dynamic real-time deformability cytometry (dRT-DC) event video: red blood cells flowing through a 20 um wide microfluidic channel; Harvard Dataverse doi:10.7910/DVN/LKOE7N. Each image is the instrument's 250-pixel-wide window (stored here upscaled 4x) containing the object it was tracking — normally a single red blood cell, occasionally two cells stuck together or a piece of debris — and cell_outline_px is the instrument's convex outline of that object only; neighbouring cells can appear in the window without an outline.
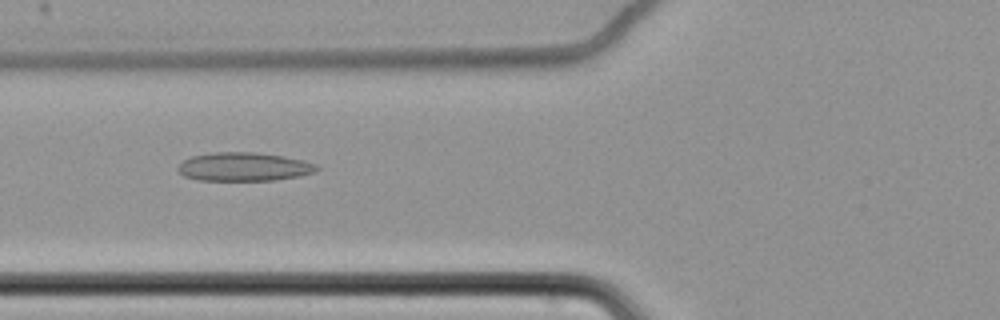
{"species": "common noctule bat (a hibernating species)", "species_latin": "Nyctalus noctula", "temperature_condition": "cold", "stored_images_in_passage": 38, "camera_frame_rate_fps": 3000, "um_per_image_px": 0.085, "animal": {"sex": "female", "body_mass_g": 22.7, "forearm_length_mm": 54.2}, "frame": {"image": 1, "passage_image": 4, "time_ms": 1.0, "image_size_px": [1000, 320], "cell_outline_px": [[320, 168], [316, 172], [300, 176], [276, 180], [196, 180], [184, 176], [176, 168], [184, 160], [192, 156], [216, 152], [256, 152], [284, 156], [304, 160], [316, 164]], "centroid_in_image_um": [20.77, 14.17], "position_along_channel_um": 105.0, "area_um2": 23.24}}
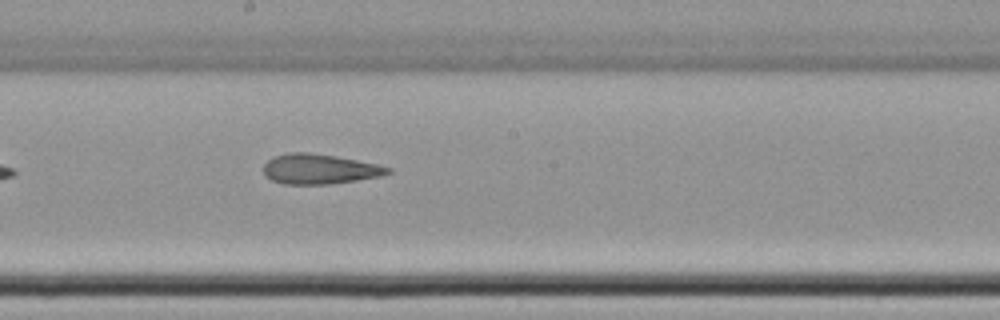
{"frame": {"image": 2, "passage_image": 14, "time_ms": 4.333, "image_size_px": [1000, 320], "cell_outline_px": [[392, 172], [380, 176], [356, 180], [328, 184], [284, 184], [272, 180], [264, 176], [264, 164], [272, 156], [288, 152], [308, 152], [336, 156], [376, 164], [392, 168]], "centroid_in_image_um": [27.12, 14.36], "position_along_channel_um": 221.1, "area_um2": 21.73}}
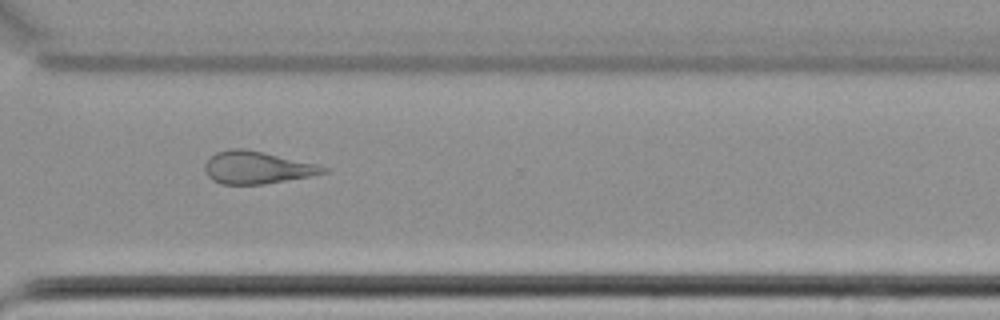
{"frame": {"image": 3, "passage_image": 25, "time_ms": 8.0, "image_size_px": [1000, 320], "cell_outline_px": [[328, 172], [312, 176], [264, 184], [220, 184], [212, 180], [204, 172], [204, 164], [216, 152], [232, 148], [244, 148], [264, 152], [316, 164], [328, 168]], "centroid_in_image_um": [21.83, 14.24], "position_along_channel_um": 348.8, "area_um2": 22.43}, "authors_computed_cell_mechanics": {"area_um2": 22.1374, "velocity_mm_per_s": 3.4758, "shape_relaxation_time_tau1_ms": null, "shape_relaxation_time_tau2_ms": 4.781, "deformation_change_tau1": null, "deformation_change_tau2": 0.1438}}